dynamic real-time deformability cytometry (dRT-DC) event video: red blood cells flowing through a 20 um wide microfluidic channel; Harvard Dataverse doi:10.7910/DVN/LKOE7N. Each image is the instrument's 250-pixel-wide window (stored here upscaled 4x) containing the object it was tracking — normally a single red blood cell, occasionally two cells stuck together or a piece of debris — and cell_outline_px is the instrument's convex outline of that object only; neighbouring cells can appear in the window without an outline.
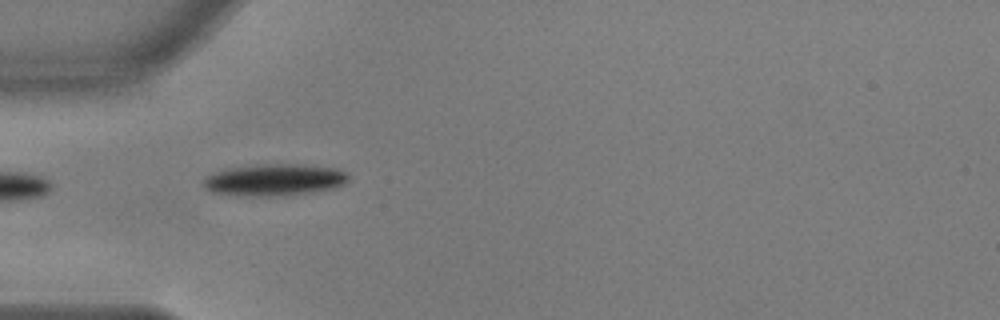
{"species": "common noctule bat (a hibernating species)", "species_latin": "Nyctalus noctula", "temperature_condition": "warm", "stored_images_in_passage": 4, "camera_frame_rate_fps": 3000, "um_per_image_px": 0.085, "animal": {"sex": "male", "body_mass_g": 17.9, "forearm_length_mm": 54.2}, "frame": {"image": 1, "passage_image": 1, "time_ms": 0.0, "image_size_px": [1000, 320], "cell_outline_px": [[348, 180], [344, 184], [336, 188], [312, 192], [284, 196], [232, 196], [212, 192], [204, 188], [204, 180], [208, 176], [216, 172], [232, 168], [280, 164], [292, 164], [336, 168], [348, 172]], "centroid_in_image_um": [23.37, 15.32], "position_along_channel_um": 61.6, "area_um2": 26.7}}